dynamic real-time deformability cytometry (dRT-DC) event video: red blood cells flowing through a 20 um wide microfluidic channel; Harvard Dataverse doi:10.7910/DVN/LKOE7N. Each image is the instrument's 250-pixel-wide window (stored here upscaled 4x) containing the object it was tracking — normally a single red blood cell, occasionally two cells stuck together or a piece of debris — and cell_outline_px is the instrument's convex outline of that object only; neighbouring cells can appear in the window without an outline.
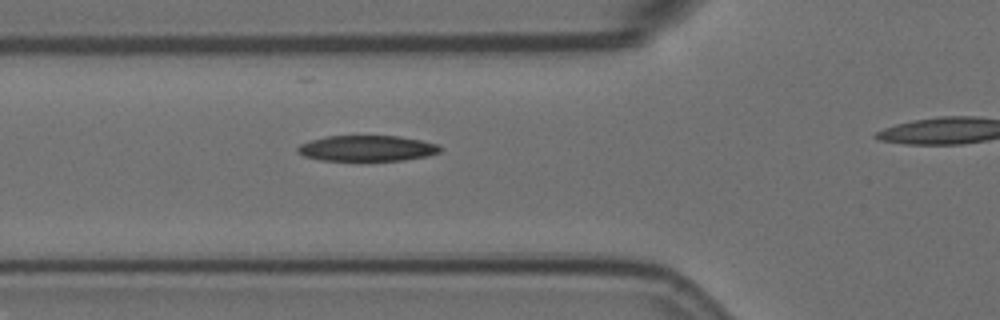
{"species": "Egyptian fruit bat (a non-hibernating species)", "species_latin": "Rousettus aegyptiacus", "temperature_condition": "room temperature", "stored_images_in_passage": 5, "segment_of_instrument_passage": [1, 2], "camera_frame_rate_fps": 3000, "um_per_image_px": 0.085, "animal": {"sex": "female"}, "frame": {"image": 1, "passage_image": 4, "time_ms": 1.0, "image_size_px": [1000, 320], "cell_outline_px": [[440, 152], [428, 156], [404, 160], [320, 160], [304, 156], [296, 152], [296, 148], [300, 144], [312, 140], [328, 136], [400, 136], [440, 144]], "centroid_in_image_um": [31.21, 12.6], "position_along_channel_um": 94.6, "area_um2": 21.33}}